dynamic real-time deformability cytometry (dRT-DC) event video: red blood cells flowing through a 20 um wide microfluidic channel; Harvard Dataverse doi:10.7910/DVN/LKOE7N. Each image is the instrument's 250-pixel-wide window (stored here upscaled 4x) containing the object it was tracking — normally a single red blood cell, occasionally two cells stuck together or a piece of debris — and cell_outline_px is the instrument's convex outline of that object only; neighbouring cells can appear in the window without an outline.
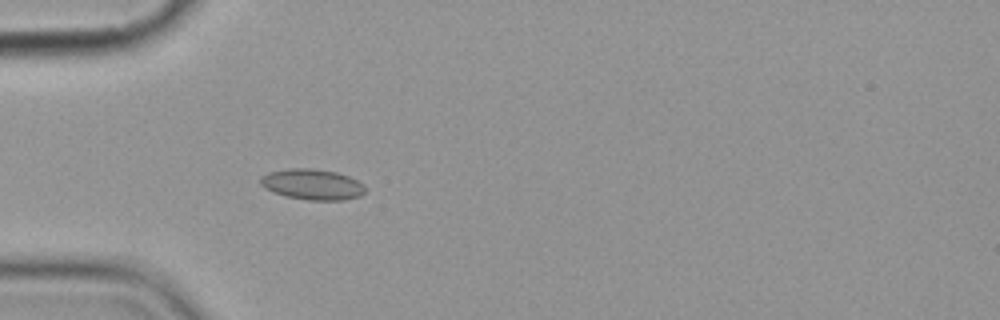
{"species": "common noctule bat (a hibernating species)", "species_latin": "Nyctalus noctula", "temperature_condition": "cold", "stored_images_in_passage": 5, "camera_frame_rate_fps": 3000, "um_per_image_px": 0.085, "animal": {"sex": "female", "body_mass_g": 19.9}, "frame": {"image": 1, "passage_image": 5, "time_ms": 4.667, "image_size_px": [1000, 320], "cell_outline_px": [[364, 192], [360, 196], [344, 200], [308, 200], [288, 196], [272, 192], [264, 188], [260, 184], [260, 176], [268, 172], [288, 168], [312, 168], [336, 172], [348, 176], [364, 184]], "centroid_in_image_um": [26.52, 15.66], "position_along_channel_um": 58.5, "area_um2": 18.79}}